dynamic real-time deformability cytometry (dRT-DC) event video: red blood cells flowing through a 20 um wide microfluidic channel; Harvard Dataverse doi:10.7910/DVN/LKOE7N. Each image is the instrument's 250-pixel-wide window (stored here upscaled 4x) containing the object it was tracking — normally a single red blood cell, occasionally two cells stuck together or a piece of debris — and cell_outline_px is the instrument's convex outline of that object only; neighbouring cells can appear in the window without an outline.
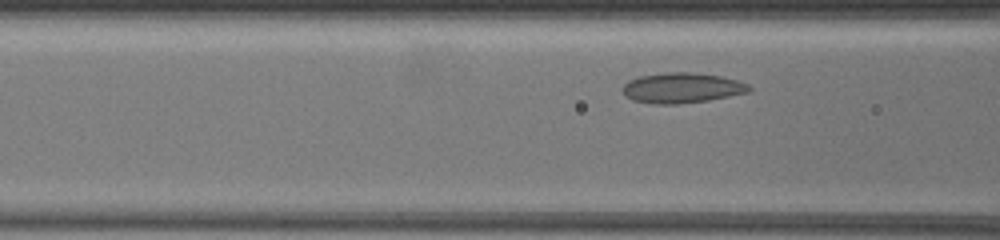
{"species": "common noctule bat (a hibernating species)", "species_latin": "Nyctalus noctula", "temperature_condition": "warm", "stored_images_in_passage": 25, "camera_frame_rate_fps": 3000, "um_per_image_px": 0.085, "animal": {"sex": "female", "body_mass_g": 19.5, "forearm_length_mm": 54.1}, "frame": {"image": 1, "passage_image": 6, "time_ms": 1.667, "image_size_px": [1000, 240], "cell_outline_px": [[752, 88], [748, 92], [708, 100], [676, 104], [656, 104], [632, 100], [620, 88], [628, 80], [640, 76], [664, 72], [692, 72], [720, 76], [736, 80], [748, 84]], "centroid_in_image_um": [57.94, 7.46], "position_along_channel_um": 108.7, "area_um2": 22.2}}
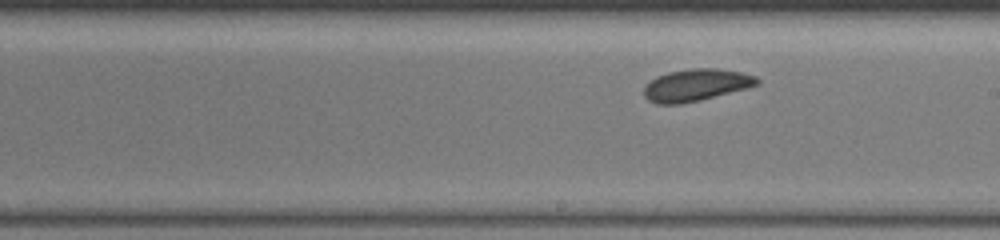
{"frame": {"image": 2, "passage_image": 14, "time_ms": 4.667, "image_size_px": [1000, 240], "cell_outline_px": [[760, 84], [748, 88], [700, 100], [680, 104], [656, 104], [648, 100], [644, 96], [644, 88], [656, 76], [668, 72], [692, 68], [716, 68], [740, 72], [756, 76], [760, 80]], "centroid_in_image_um": [59.18, 7.23], "position_along_channel_um": 229.8, "area_um2": 21.15}}
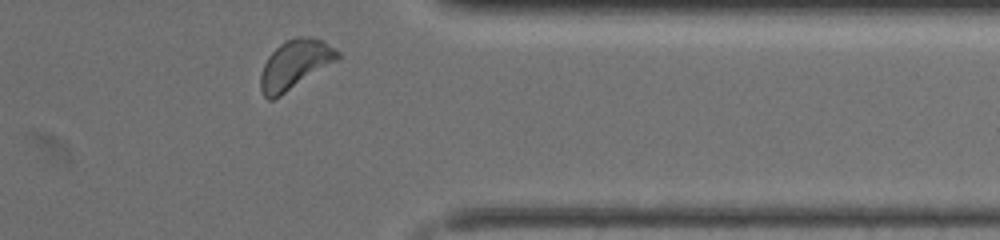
{"frame": {"image": 3, "passage_image": 25, "time_ms": 8.667, "image_size_px": [1000, 240], "cell_outline_px": [[340, 56], [336, 60], [280, 96], [272, 100], [268, 100], [264, 96], [260, 88], [260, 76], [264, 64], [268, 56], [280, 44], [296, 36], [312, 36], [320, 40], [340, 52]], "centroid_in_image_um": [25.03, 5.48], "position_along_channel_um": 386.4, "area_um2": 21.56}, "authors_computed_cell_mechanics": {"area_um2": 20.9814, "velocity_mm_per_s": 4.047, "shape_relaxation_time_tau1_ms": null, "shape_relaxation_time_tau2_ms": 7.3018, "deformation_change_tau1": null, "deformation_change_tau2": 0.1489}}